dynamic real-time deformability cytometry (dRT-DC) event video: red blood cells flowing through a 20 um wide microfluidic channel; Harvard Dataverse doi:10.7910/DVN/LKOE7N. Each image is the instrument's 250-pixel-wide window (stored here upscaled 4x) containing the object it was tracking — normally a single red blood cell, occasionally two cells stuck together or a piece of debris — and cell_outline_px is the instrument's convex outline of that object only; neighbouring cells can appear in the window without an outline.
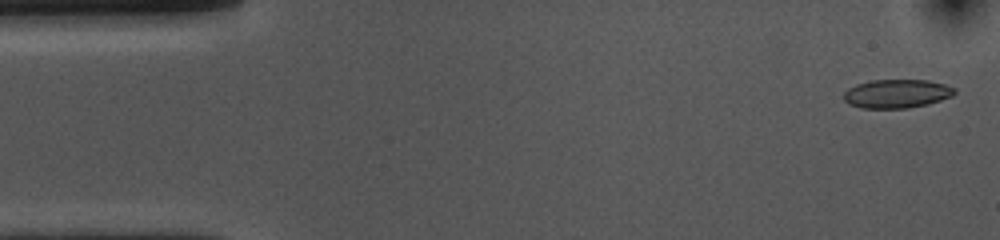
{"species": "common noctule bat (a hibernating species)", "species_latin": "Nyctalus noctula", "temperature_condition": "cold", "stored_images_in_passage": 54, "camera_frame_rate_fps": 3000, "um_per_image_px": 0.085, "animal": {"sex": "female", "body_mass_g": 10.0, "forearm_length_mm": 53.1}, "frame": {"image": 1, "passage_image": 2, "time_ms": 0.333, "image_size_px": [1000, 240], "cell_outline_px": [[956, 92], [952, 96], [928, 104], [908, 108], [860, 108], [848, 104], [844, 100], [844, 92], [848, 88], [856, 84], [872, 80], [928, 80], [944, 84], [956, 88]], "centroid_in_image_um": [76.21, 7.96], "position_along_channel_um": 8.8, "area_um2": 18.61}}
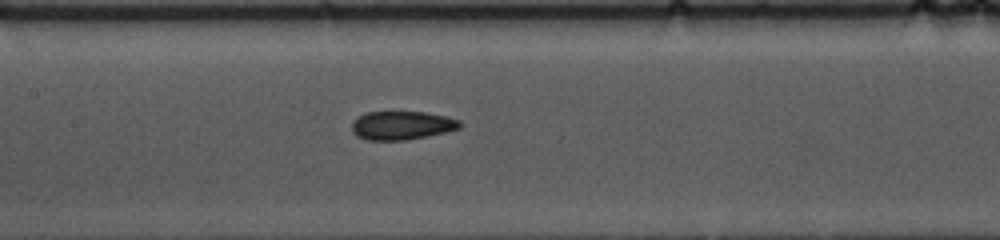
{"frame": {"image": 2, "passage_image": 24, "time_ms": 7.667, "image_size_px": [1000, 240], "cell_outline_px": [[464, 124], [460, 128], [444, 132], [404, 140], [368, 140], [356, 136], [352, 132], [352, 120], [364, 112], [424, 112], [444, 116], [460, 120]], "centroid_in_image_um": [34.12, 10.65], "position_along_channel_um": 173.3, "area_um2": 17.98}}
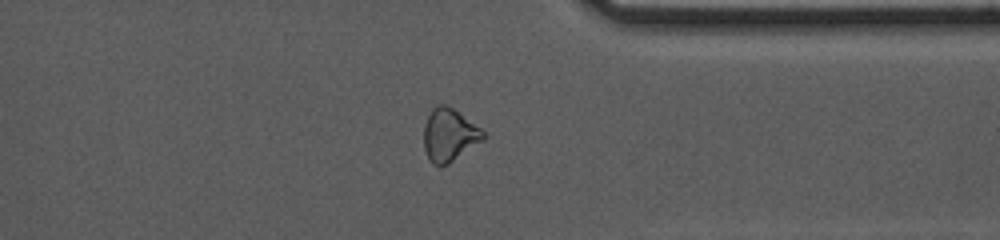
{"frame": {"image": 3, "passage_image": 41, "time_ms": 13.333, "image_size_px": [1000, 240], "cell_outline_px": [[488, 136], [484, 140], [448, 164], [440, 168], [432, 164], [424, 148], [424, 124], [432, 108], [436, 104], [444, 104], [452, 108], [480, 128]], "centroid_in_image_um": [38.19, 11.5], "position_along_channel_um": 373.2, "area_um2": 18.32}, "authors_computed_cell_mechanics": {"area_um2": 18.7561, "velocity_mm_per_s": 3.6547, "shape_relaxation_time_tau1_ms": 8.0569, "shape_relaxation_time_tau2_ms": 3.5173, "deformation_change_tau1": 0.1669, "deformation_change_tau2": 0.1054}}